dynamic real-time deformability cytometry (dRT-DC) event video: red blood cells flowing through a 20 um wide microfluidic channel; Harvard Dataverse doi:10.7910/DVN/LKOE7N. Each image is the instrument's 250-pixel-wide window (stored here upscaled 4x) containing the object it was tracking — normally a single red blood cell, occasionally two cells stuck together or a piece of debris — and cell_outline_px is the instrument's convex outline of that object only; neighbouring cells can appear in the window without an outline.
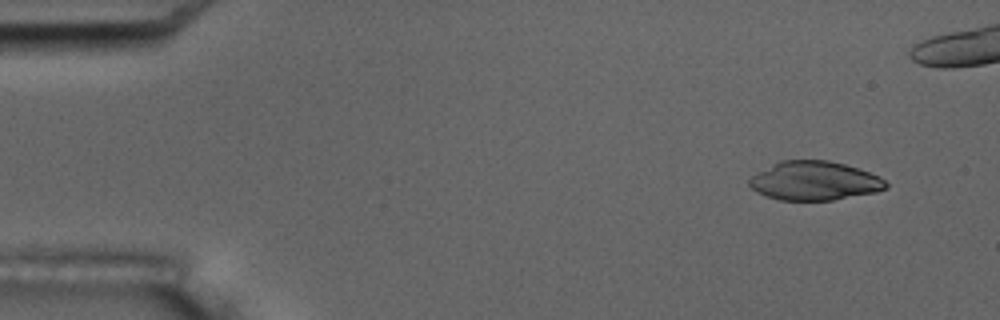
{"species": "common noctule bat (a hibernating species)", "species_latin": "Nyctalus noctula", "temperature_condition": "room temperature", "stored_images_in_passage": 7, "camera_frame_rate_fps": 3000, "um_per_image_px": 0.085, "animal": {"sex": "male", "body_mass_g": 17.5, "forearm_length_mm": 52.3}, "frame": {"image": 1, "passage_image": 2, "time_ms": 1.333, "image_size_px": [1000, 320], "cell_outline_px": [[888, 188], [876, 192], [832, 200], [780, 200], [764, 196], [756, 192], [748, 184], [748, 180], [752, 176], [772, 164], [780, 160], [828, 160], [844, 164], [880, 176], [888, 184]], "centroid_in_image_um": [69.22, 15.37], "position_along_channel_um": 15.8, "area_um2": 30.98}}